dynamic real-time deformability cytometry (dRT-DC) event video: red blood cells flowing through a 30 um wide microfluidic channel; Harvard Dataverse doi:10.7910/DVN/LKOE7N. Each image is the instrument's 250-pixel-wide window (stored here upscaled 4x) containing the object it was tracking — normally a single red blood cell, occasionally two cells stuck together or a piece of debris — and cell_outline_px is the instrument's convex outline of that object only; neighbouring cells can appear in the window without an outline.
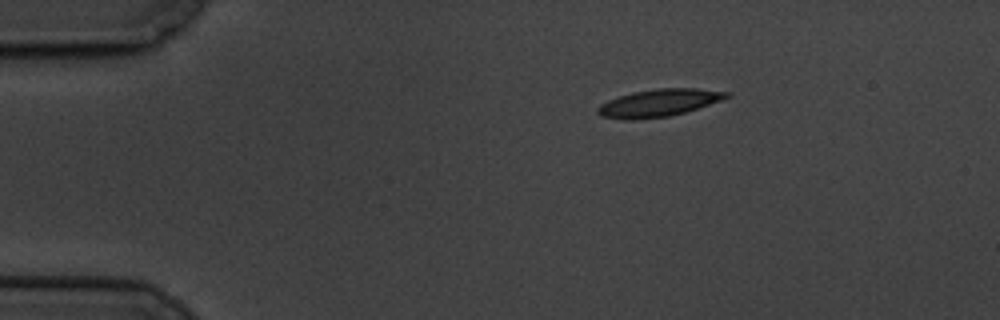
{"species": "common noctule bat (a hibernating species)", "species_latin": "Nyctalus noctula", "temperature_condition": "cold", "stored_images_in_passage": 2, "camera_frame_rate_fps": 3000, "um_per_image_px": 0.085, "animal": {"sex": "male", "body_mass_g": 19.5, "forearm_length_mm": 54.6}, "frame": {"image": 1, "passage_image": 1, "time_ms": 0.0, "image_size_px": [1000, 320], "cell_outline_px": [[732, 96], [684, 112], [668, 116], [632, 120], [624, 120], [600, 116], [596, 112], [596, 108], [600, 104], [608, 100], [632, 92], [656, 88], [696, 88], [732, 92]], "centroid_in_image_um": [55.97, 8.74], "position_along_channel_um": 29.0, "area_um2": 20.58}}